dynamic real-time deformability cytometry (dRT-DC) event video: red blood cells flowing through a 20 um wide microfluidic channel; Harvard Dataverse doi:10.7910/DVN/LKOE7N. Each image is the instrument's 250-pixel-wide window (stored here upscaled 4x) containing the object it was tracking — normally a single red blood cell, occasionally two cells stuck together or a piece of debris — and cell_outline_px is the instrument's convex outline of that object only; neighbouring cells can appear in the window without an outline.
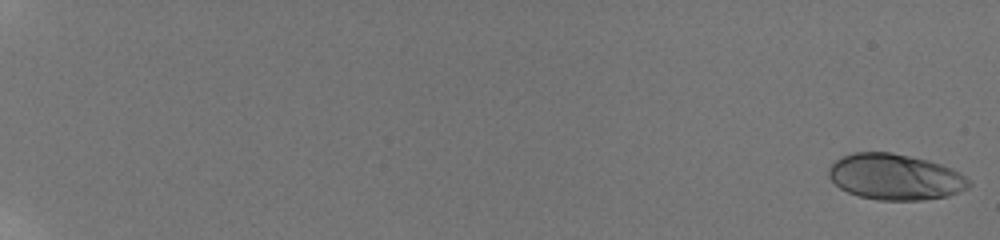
{"species": "human", "species_latin": "Homo sapiens", "temperature_condition": "room temperature", "stored_images_in_passage": 68, "camera_frame_rate_fps": 3000, "um_per_image_px": 0.085, "donor": {"sex": "male"}, "frame": {"image": 1, "passage_image": 1, "time_ms": 0.0, "image_size_px": [1000, 240], "cell_outline_px": [[972, 184], [968, 188], [960, 192], [948, 196], [920, 200], [880, 200], [860, 196], [848, 192], [840, 188], [828, 176], [828, 168], [836, 160], [852, 152], [892, 152], [928, 160], [940, 164], [960, 172]], "centroid_in_image_um": [76.1, 15.03], "position_along_channel_um": 8.9, "area_um2": 37.45}}
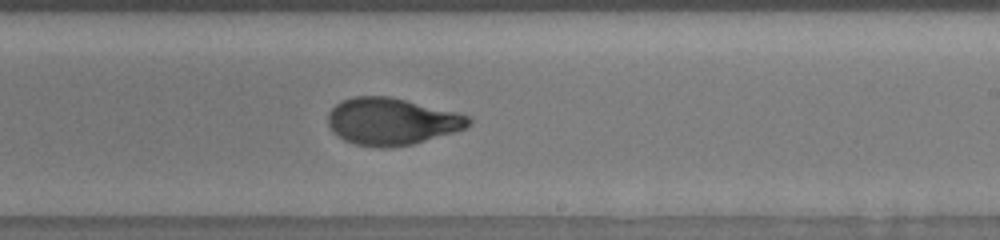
{"frame": {"image": 2, "passage_image": 48, "time_ms": 13.0, "image_size_px": [1000, 240], "cell_outline_px": [[472, 124], [464, 128], [452, 132], [412, 144], [392, 148], [380, 148], [356, 144], [344, 140], [328, 124], [328, 112], [340, 100], [352, 96], [388, 96], [456, 112], [472, 116]], "centroid_in_image_um": [33.29, 10.31], "position_along_channel_um": 255.7, "area_um2": 38.32}}
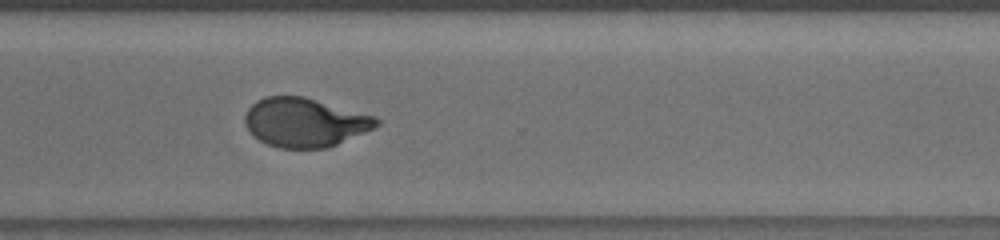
{"frame": {"image": 3, "passage_image": 58, "time_ms": 15.333, "image_size_px": [1000, 240], "cell_outline_px": [[380, 124], [372, 128], [328, 148], [280, 148], [268, 144], [260, 140], [244, 124], [244, 116], [248, 108], [256, 100], [264, 96], [304, 96], [376, 116], [380, 120]], "centroid_in_image_um": [25.9, 10.38], "position_along_channel_um": 344.7, "area_um2": 37.4}, "authors_computed_cell_mechanics": {"area_um2": 37.3388, "velocity_mm_per_s": 3.8128, "shape_relaxation_time_tau1_ms": 4.0995, "shape_relaxation_time_tau2_ms": 0.8693, "deformation_change_tau1": 0.208, "deformation_change_tau2": 0.0645}}